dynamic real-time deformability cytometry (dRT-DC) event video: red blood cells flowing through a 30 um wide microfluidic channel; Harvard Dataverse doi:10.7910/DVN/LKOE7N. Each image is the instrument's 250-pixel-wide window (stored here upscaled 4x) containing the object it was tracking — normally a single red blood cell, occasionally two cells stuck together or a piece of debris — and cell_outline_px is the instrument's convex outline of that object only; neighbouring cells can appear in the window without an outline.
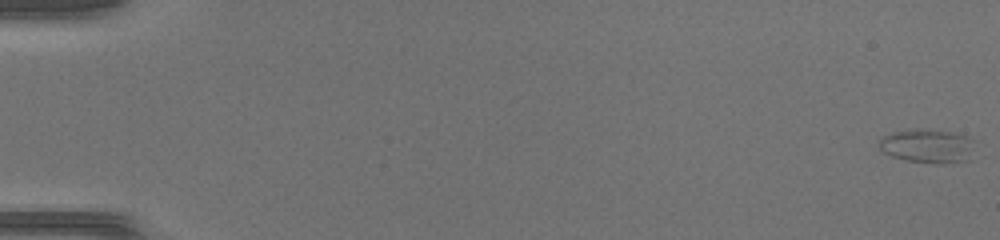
{"species": "common noctule bat (a hibernating species)", "species_latin": "Nyctalus noctula", "temperature_condition": "warm", "stored_images_in_passage": 53, "camera_frame_rate_fps": 3000, "um_per_image_px": 0.085, "animal": {"sex": "female", "body_mass_g": 17.0, "forearm_length_mm": 48.0}, "frame": {"image": 1, "passage_image": 1, "time_ms": 0.0, "image_size_px": [1000, 240], "cell_outline_px": [[976, 140], [968, 160], [944, 164], [908, 160], [892, 156], [880, 152], [876, 140], [880, 136], [892, 132], [916, 128], [928, 128], [948, 132], [964, 136]], "centroid_in_image_um": [78.76, 12.39], "position_along_channel_um": 6.2, "area_um2": 19.25}}
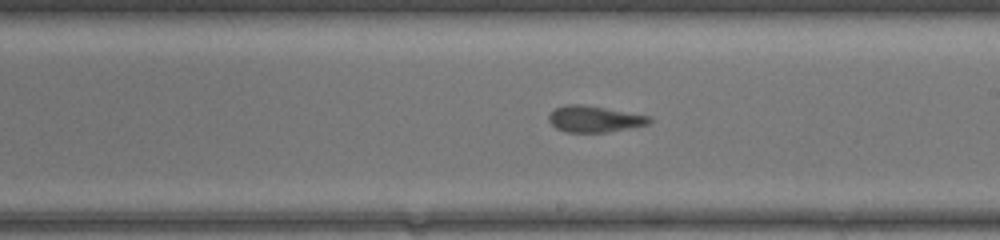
{"frame": {"image": 2, "passage_image": 32, "time_ms": 10.333, "image_size_px": [1000, 240], "cell_outline_px": [[652, 120], [648, 124], [608, 132], [568, 132], [556, 128], [548, 120], [548, 116], [556, 108], [564, 104], [580, 104], [652, 116]], "centroid_in_image_um": [50.53, 10.11], "position_along_channel_um": 238.5, "area_um2": 15.26}}
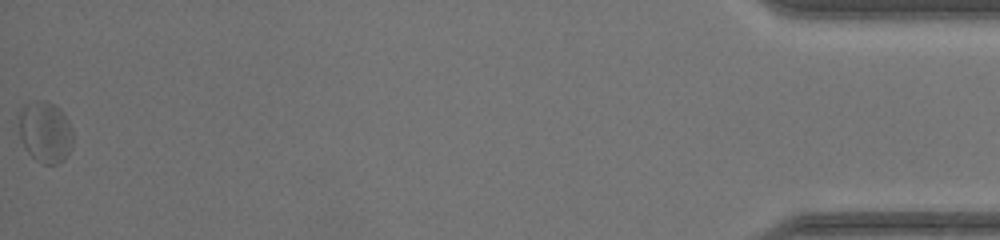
{"frame": {"image": 3, "passage_image": 53, "time_ms": 17.333, "image_size_px": [1000, 240], "cell_outline_px": [[72, 148], [64, 160], [56, 164], [44, 164], [36, 160], [28, 152], [20, 136], [20, 108], [24, 104], [32, 100], [44, 100], [60, 108], [68, 120], [72, 128]], "centroid_in_image_um": [3.86, 11.2], "position_along_channel_um": 431.3, "area_um2": 19.36}, "authors_computed_cell_mechanics": {"area_um2": 16.6464, "velocity_mm_per_s": 4.119, "shape_relaxation_time_tau1_ms": null, "shape_relaxation_time_tau2_ms": 1.9402, "deformation_change_tau1": null, "deformation_change_tau2": 0.0851}}